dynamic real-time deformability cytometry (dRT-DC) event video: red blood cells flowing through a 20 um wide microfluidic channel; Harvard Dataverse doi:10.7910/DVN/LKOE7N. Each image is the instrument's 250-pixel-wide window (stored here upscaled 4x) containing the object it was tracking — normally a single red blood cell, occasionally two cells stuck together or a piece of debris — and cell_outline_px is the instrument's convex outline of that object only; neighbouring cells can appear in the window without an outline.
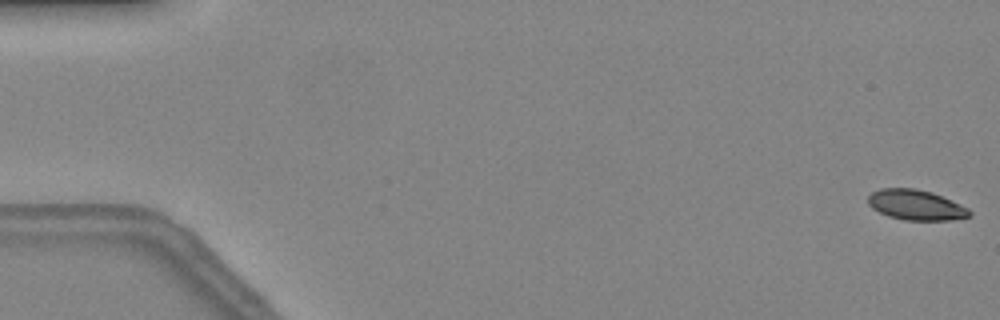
{"species": "common noctule bat (a hibernating species)", "species_latin": "Nyctalus noctula", "temperature_condition": "warm", "stored_images_in_passage": 7, "camera_frame_rate_fps": 3000, "um_per_image_px": 0.085, "animal": {"sex": "female", "body_mass_g": 24.6, "forearm_length_mm": 56.2}, "frame": {"image": 1, "passage_image": 1, "time_ms": 0.0, "image_size_px": [1000, 320], "cell_outline_px": [[972, 216], [952, 220], [904, 220], [888, 216], [872, 208], [868, 204], [868, 196], [872, 192], [880, 188], [916, 188], [932, 192], [960, 204], [968, 208], [972, 212]], "centroid_in_image_um": [77.86, 17.42], "position_along_channel_um": 7.1, "area_um2": 17.98}}